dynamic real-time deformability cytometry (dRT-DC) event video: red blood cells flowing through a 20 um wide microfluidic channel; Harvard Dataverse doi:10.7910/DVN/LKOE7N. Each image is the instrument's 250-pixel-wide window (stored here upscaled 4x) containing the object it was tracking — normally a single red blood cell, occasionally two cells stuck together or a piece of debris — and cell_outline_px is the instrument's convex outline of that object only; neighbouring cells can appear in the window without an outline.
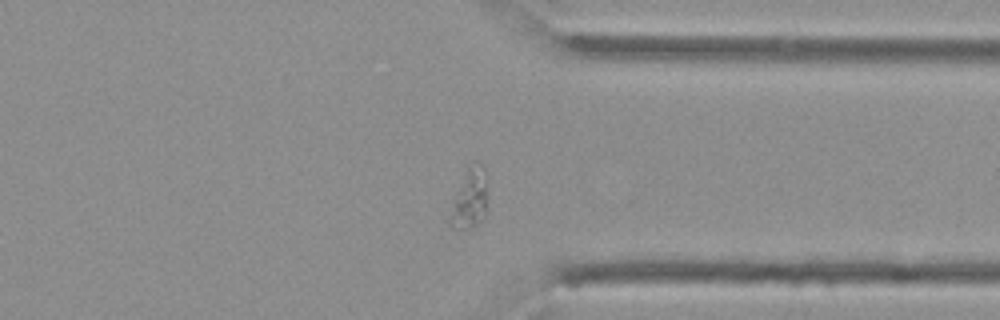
{"species": "Egyptian fruit bat (a non-hibernating species)", "species_latin": "Rousettus aegyptiacus", "temperature_condition": "cold", "stored_images_in_passage": 45, "camera_frame_rate_fps": 3000, "um_per_image_px": 0.085, "animal": {"sex": "female"}, "frame": {"image": 1, "passage_image": 31, "time_ms": 10.0, "image_size_px": [1000, 320], "cell_outline_px": [[488, 212], [484, 220], [468, 228], [452, 228], [448, 224], [448, 220], [456, 196], [468, 164], [476, 160], [484, 168], [488, 192]], "centroid_in_image_um": [40.0, 16.89], "position_along_channel_um": 371.4, "area_um2": 13.35}}
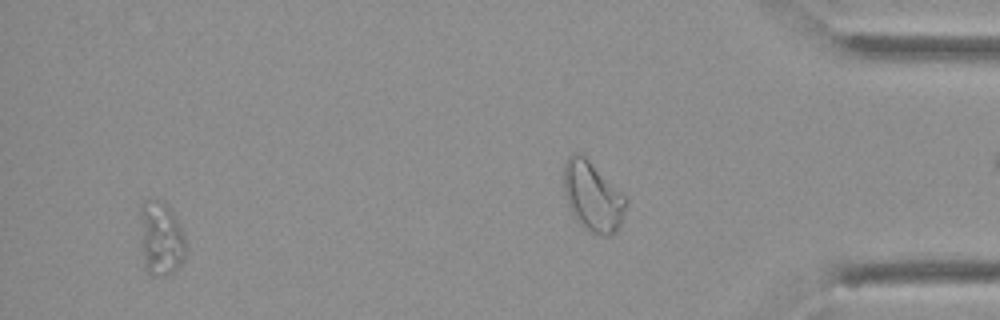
{"frame": {"image": 2, "passage_image": 42, "time_ms": 13.667, "image_size_px": [1000, 320], "cell_outline_px": [[188, 244], [184, 260], [172, 272], [164, 276], [148, 276], [144, 268], [140, 248], [140, 204], [144, 200], [156, 200], [168, 204]], "centroid_in_image_um": [13.64, 20.31], "position_along_channel_um": 421.6, "area_um2": 20.35}}